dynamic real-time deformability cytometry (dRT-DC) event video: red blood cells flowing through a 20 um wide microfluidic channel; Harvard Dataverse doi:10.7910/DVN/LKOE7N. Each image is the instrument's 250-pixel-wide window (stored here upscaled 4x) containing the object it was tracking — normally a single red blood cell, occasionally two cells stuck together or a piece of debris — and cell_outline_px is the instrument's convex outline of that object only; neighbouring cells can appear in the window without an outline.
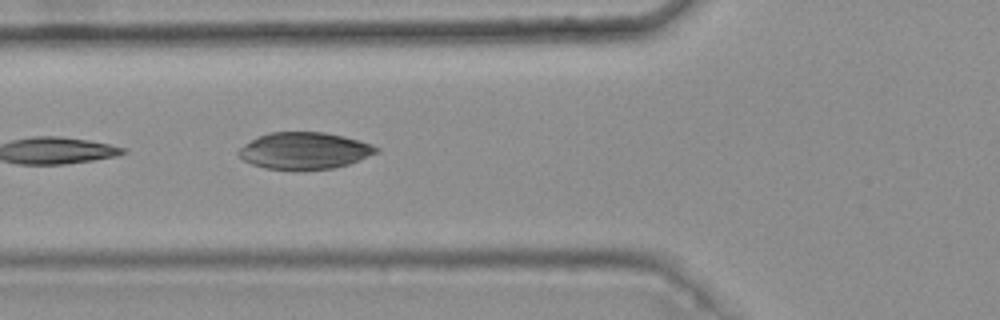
{"species": "common noctule bat (a hibernating species)", "species_latin": "Nyctalus noctula", "temperature_condition": "warm", "stored_images_in_passage": 4, "camera_frame_rate_fps": 3000, "um_per_image_px": 0.085, "animal": {"sex": "female", "body_mass_g": 25.1}, "frame": {"image": 1, "passage_image": 4, "time_ms": 1.0, "image_size_px": [1000, 320], "cell_outline_px": [[380, 152], [348, 164], [332, 168], [264, 168], [252, 164], [244, 160], [236, 152], [244, 144], [268, 132], [324, 132], [344, 136], [360, 140], [372, 144], [380, 148]], "centroid_in_image_um": [25.91, 12.78], "position_along_channel_um": 99.9, "area_um2": 29.07}}